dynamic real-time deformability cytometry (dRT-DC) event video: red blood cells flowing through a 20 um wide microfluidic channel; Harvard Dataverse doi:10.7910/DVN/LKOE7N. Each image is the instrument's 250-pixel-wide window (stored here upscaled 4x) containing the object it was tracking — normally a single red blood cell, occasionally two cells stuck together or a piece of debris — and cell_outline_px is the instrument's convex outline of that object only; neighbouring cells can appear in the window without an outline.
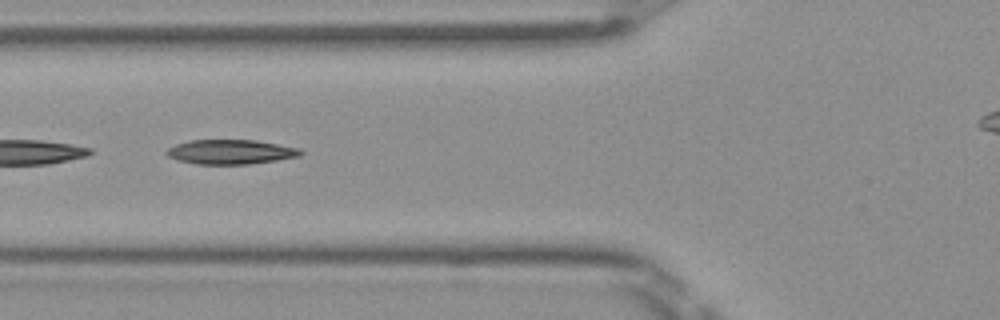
{"species": "Egyptian fruit bat (a non-hibernating species)", "species_latin": "Rousettus aegyptiacus", "temperature_condition": "room temperature", "stored_images_in_passage": 20, "camera_frame_rate_fps": 3000, "um_per_image_px": 0.085, "frame": {"image": 1, "passage_image": 4, "time_ms": 1.0, "image_size_px": [1000, 320], "cell_outline_px": [[304, 152], [300, 156], [276, 160], [248, 164], [196, 164], [176, 160], [168, 156], [164, 152], [168, 148], [176, 144], [188, 140], [256, 140], [300, 148]], "centroid_in_image_um": [19.59, 12.91], "position_along_channel_um": 106.2, "area_um2": 19.25}}